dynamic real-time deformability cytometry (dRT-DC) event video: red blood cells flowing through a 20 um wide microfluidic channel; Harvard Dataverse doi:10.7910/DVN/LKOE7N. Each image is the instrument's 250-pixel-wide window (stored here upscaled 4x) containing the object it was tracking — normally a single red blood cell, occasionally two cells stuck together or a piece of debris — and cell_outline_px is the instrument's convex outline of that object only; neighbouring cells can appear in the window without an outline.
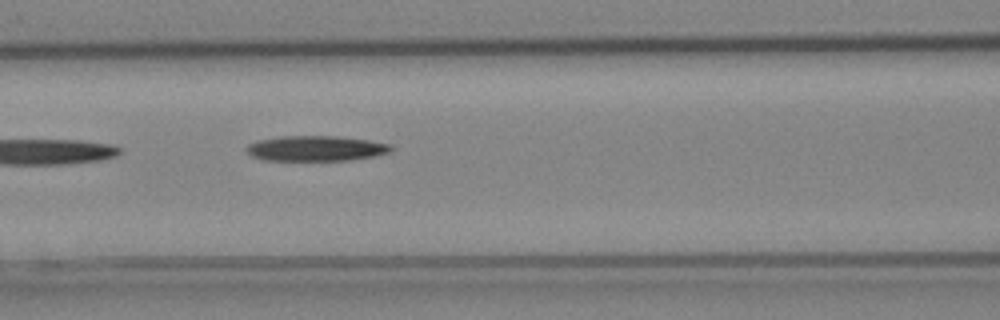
{"species": "Egyptian fruit bat (a non-hibernating species)", "species_latin": "Rousettus aegyptiacus", "temperature_condition": "cold", "stored_images_in_passage": 3, "camera_frame_rate_fps": 3000, "um_per_image_px": 0.085, "animal": {"sex": "female"}, "frame": {"image": 1, "passage_image": 3, "time_ms": 0.667, "image_size_px": [1000, 320], "cell_outline_px": [[392, 148], [388, 152], [372, 156], [352, 160], [264, 160], [252, 156], [248, 152], [248, 144], [256, 140], [280, 136], [336, 136], [368, 140], [392, 144]], "centroid_in_image_um": [26.84, 12.61], "position_along_channel_um": 139.8, "area_um2": 21.15}}